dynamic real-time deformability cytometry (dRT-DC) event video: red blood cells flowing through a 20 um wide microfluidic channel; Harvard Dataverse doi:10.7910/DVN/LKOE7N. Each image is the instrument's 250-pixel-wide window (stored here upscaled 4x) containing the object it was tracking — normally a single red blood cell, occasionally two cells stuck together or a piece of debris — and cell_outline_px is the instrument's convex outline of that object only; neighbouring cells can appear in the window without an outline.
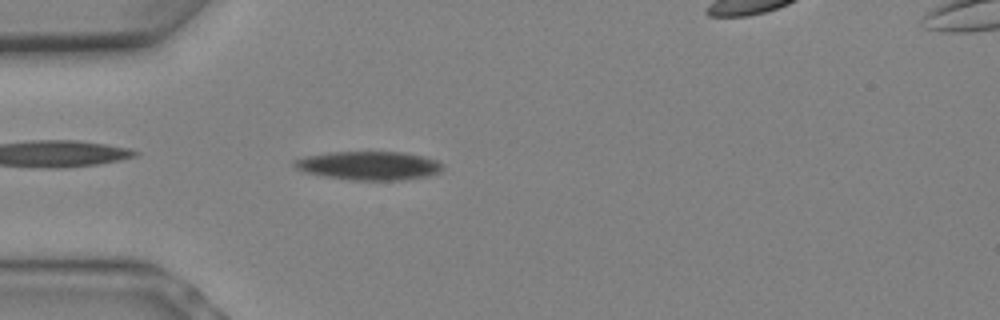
{"species": "Egyptian fruit bat (a non-hibernating species)", "species_latin": "Rousettus aegyptiacus", "temperature_condition": "warm", "stored_images_in_passage": 9, "camera_frame_rate_fps": 3000, "um_per_image_px": 0.085, "animal": {"sex": "female"}, "frame": {"image": 1, "passage_image": 6, "time_ms": 1.667, "image_size_px": [1000, 320], "cell_outline_px": [[444, 168], [440, 172], [428, 176], [400, 180], [348, 180], [324, 176], [304, 172], [296, 168], [292, 164], [292, 160], [304, 156], [328, 152], [404, 152], [424, 156], [436, 160], [444, 164]], "centroid_in_image_um": [31.35, 14.07], "position_along_channel_um": 53.7, "area_um2": 25.09}}
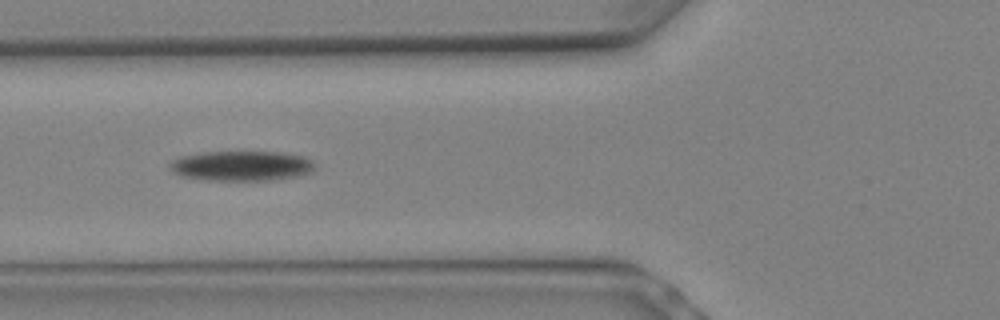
{"frame": {"image": 2, "passage_image": 8, "time_ms": 2.333, "image_size_px": [1000, 320], "cell_outline_px": [[316, 164], [312, 172], [296, 176], [276, 180], [208, 180], [180, 176], [172, 172], [168, 168], [168, 164], [172, 160], [180, 156], [200, 152], [284, 152], [304, 156], [312, 160]], "centroid_in_image_um": [20.51, 14.09], "position_along_channel_um": 105.3, "area_um2": 25.72}}